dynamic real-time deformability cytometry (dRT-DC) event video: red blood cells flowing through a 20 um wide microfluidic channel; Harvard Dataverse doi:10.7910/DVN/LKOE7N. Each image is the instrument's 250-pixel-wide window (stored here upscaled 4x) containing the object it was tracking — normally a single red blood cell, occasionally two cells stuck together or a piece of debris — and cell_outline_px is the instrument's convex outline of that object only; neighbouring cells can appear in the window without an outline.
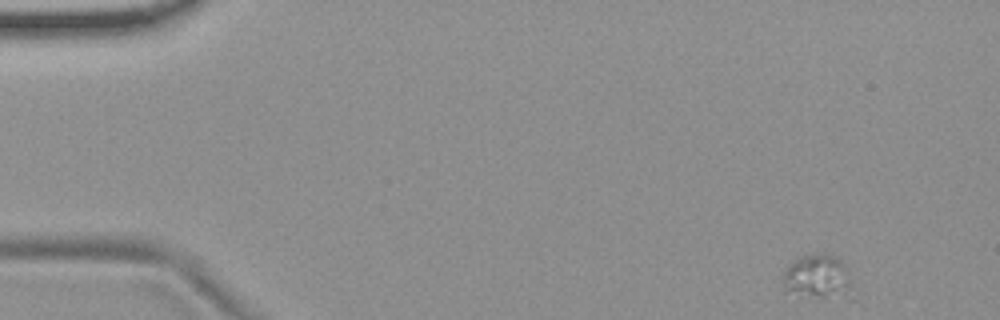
{"species": "common noctule bat (a hibernating species)", "species_latin": "Nyctalus noctula", "temperature_condition": "room temperature", "stored_images_in_passage": 15, "camera_frame_rate_fps": 3000, "um_per_image_px": 0.085, "animal": {"sex": "female", "body_mass_g": 19.9}, "frame": {"image": 1, "passage_image": 1, "time_ms": 0.0, "image_size_px": [1000, 320], "cell_outline_px": [[856, 288], [848, 300], [784, 292], [784, 268], [800, 256], [824, 252], [840, 260], [844, 264]], "centroid_in_image_um": [69.59, 23.56], "position_along_channel_um": 15.4, "area_um2": 18.44}}
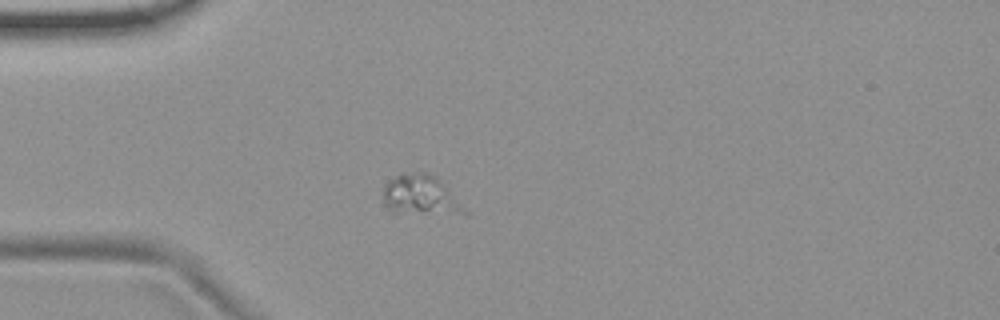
{"frame": {"image": 2, "passage_image": 4, "time_ms": 4.0, "image_size_px": [1000, 320], "cell_outline_px": [[468, 216], [392, 212], [384, 204], [380, 188], [384, 184], [400, 172], [424, 172], [436, 176], [440, 180], [468, 212]], "centroid_in_image_um": [35.71, 16.61], "position_along_channel_um": 49.3, "area_um2": 19.54}}
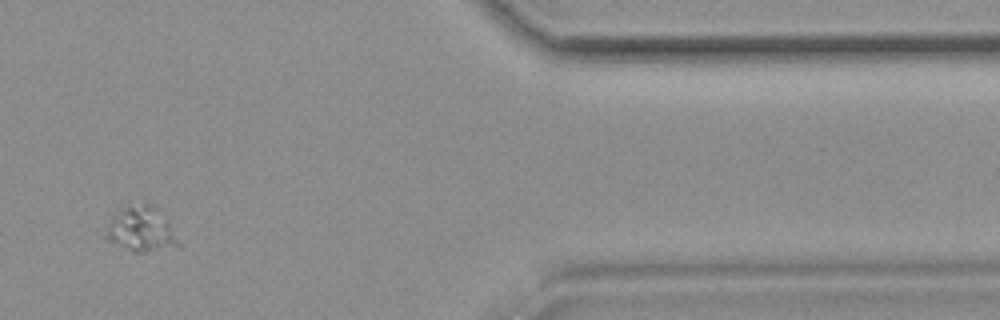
{"frame": {"image": 3, "passage_image": 13, "time_ms": 15.333, "image_size_px": [1000, 320], "cell_outline_px": [[180, 248], [144, 252], [136, 252], [104, 240], [104, 236], [108, 224], [116, 208], [128, 200], [152, 204], [156, 208], [168, 224], [180, 244]], "centroid_in_image_um": [11.91, 19.43], "position_along_channel_um": 399.5, "area_um2": 19.65}}